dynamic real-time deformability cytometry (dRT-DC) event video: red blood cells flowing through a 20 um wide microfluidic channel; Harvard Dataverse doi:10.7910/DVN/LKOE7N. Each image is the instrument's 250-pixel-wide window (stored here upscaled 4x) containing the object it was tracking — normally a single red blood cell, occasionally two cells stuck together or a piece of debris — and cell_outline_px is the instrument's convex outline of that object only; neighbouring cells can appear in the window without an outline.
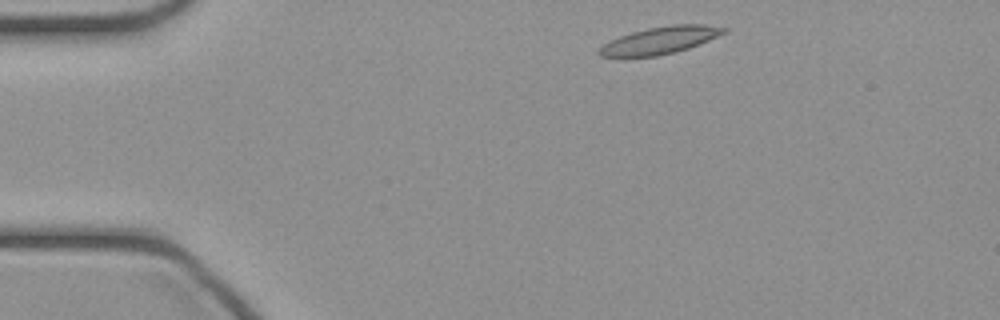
{"species": "common noctule bat (a hibernating species)", "species_latin": "Nyctalus noctula", "temperature_condition": "cold", "stored_images_in_passage": 41, "camera_frame_rate_fps": 3000, "um_per_image_px": 0.085, "animal": {"sex": "female", "body_mass_g": 21.9}, "frame": {"image": 1, "passage_image": 2, "time_ms": 0.333, "image_size_px": [1000, 320], "cell_outline_px": [[728, 32], [700, 44], [676, 52], [656, 56], [600, 56], [596, 52], [604, 44], [620, 36], [632, 32], [648, 28], [672, 24], [704, 24], [728, 28]], "centroid_in_image_um": [56.17, 3.41], "position_along_channel_um": 28.8, "area_um2": 19.65}}
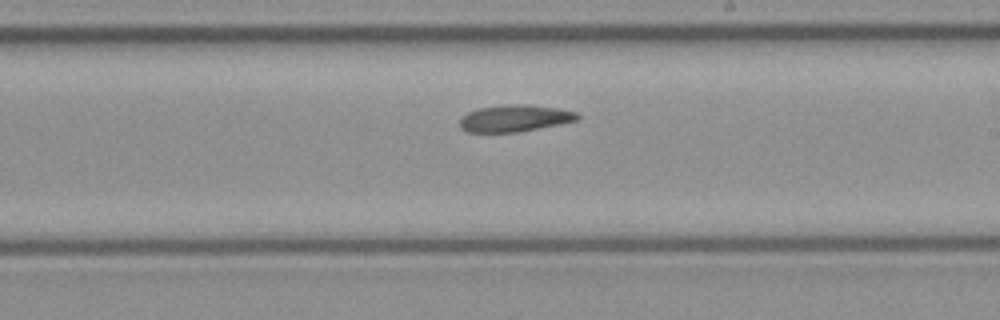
{"frame": {"image": 2, "passage_image": 21, "time_ms": 6.667, "image_size_px": [1000, 320], "cell_outline_px": [[580, 120], [520, 132], [468, 132], [460, 128], [460, 120], [468, 112], [480, 108], [508, 104], [524, 104], [560, 108], [576, 112], [580, 116]], "centroid_in_image_um": [43.8, 10.06], "position_along_channel_um": 245.2, "area_um2": 18.44}}
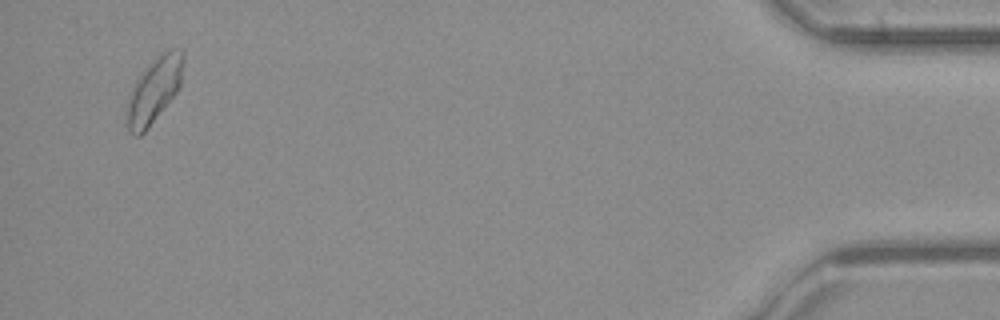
{"frame": {"image": 3, "passage_image": 39, "time_ms": 12.667, "image_size_px": [1000, 320], "cell_outline_px": [[184, 60], [180, 84], [176, 92], [148, 128], [140, 136], [136, 136], [124, 124], [128, 104], [132, 88], [140, 72], [160, 52], [168, 48], [180, 48], [184, 52]], "centroid_in_image_um": [13.1, 7.61], "position_along_channel_um": 422.1, "area_um2": 21.56}}